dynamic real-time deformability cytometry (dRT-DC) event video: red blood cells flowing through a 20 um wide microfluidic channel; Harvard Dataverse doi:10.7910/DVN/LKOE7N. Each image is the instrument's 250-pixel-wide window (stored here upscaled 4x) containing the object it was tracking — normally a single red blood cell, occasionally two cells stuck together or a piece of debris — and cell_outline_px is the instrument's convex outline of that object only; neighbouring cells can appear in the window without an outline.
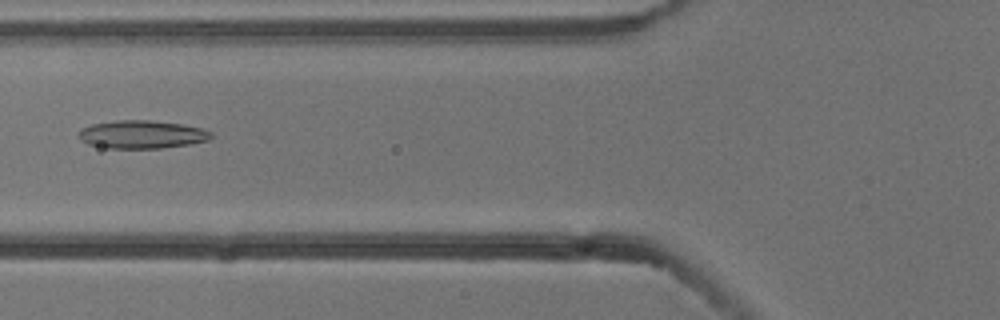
{"species": "common noctule bat (a hibernating species)", "species_latin": "Nyctalus noctula", "temperature_condition": "cold", "stored_images_in_passage": 10, "camera_frame_rate_fps": 3000, "um_per_image_px": 0.085, "animal": {"sex": "male", "body_mass_g": 13.3}, "frame": {"image": 1, "passage_image": 6, "time_ms": 1.667, "image_size_px": [1000, 320], "cell_outline_px": [[212, 136], [208, 140], [188, 144], [164, 148], [108, 148], [88, 144], [80, 140], [80, 132], [84, 128], [92, 124], [116, 120], [148, 120], [184, 124], [204, 128], [212, 132]], "centroid_in_image_um": [12.11, 11.42], "position_along_channel_um": 113.7, "area_um2": 21.62}}
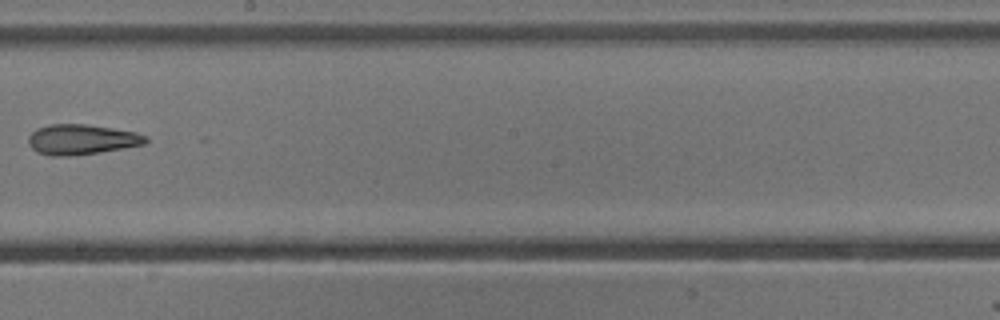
{"frame": {"image": 2, "passage_image": 9, "time_ms": 2.667, "image_size_px": [1000, 320], "cell_outline_px": [[148, 140], [144, 144], [124, 148], [100, 152], [72, 156], [52, 156], [36, 152], [28, 144], [28, 136], [36, 128], [48, 124], [88, 124], [136, 132], [148, 136]], "centroid_in_image_um": [6.92, 11.85], "position_along_channel_um": 241.3, "area_um2": 20.87}}
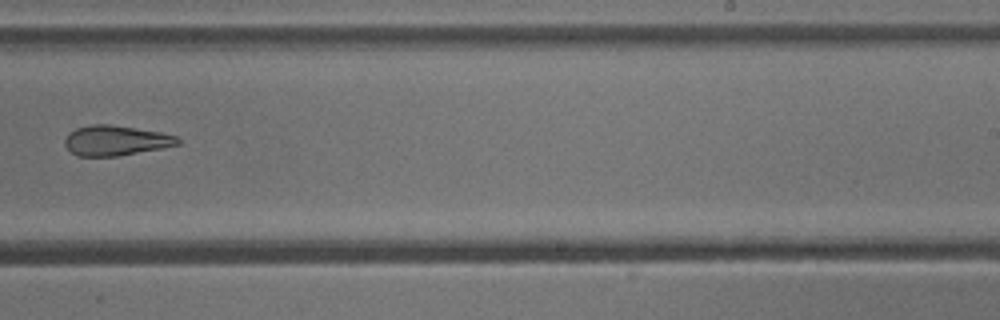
{"frame": {"image": 3, "passage_image": 10, "time_ms": 3.0, "image_size_px": [1000, 320], "cell_outline_px": [[180, 144], [164, 148], [116, 156], [76, 156], [64, 144], [64, 140], [68, 132], [76, 128], [92, 124], [108, 124], [160, 132], [176, 136], [180, 140]], "centroid_in_image_um": [9.82, 11.94], "position_along_channel_um": 279.2, "area_um2": 19.77}}